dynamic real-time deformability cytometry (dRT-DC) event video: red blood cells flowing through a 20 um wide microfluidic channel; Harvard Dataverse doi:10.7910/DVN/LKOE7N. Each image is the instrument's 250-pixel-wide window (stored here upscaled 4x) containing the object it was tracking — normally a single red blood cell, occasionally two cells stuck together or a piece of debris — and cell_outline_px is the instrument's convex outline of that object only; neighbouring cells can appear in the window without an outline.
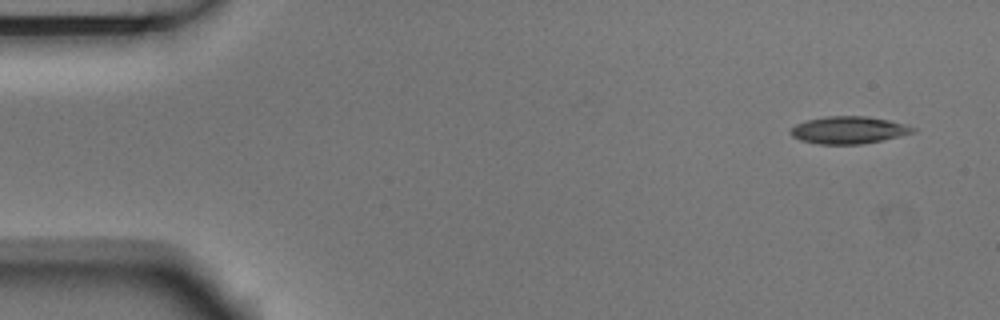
{"species": "Egyptian fruit bat (a non-hibernating species)", "species_latin": "Rousettus aegyptiacus", "temperature_condition": "room temperature", "stored_images_in_passage": 5, "camera_frame_rate_fps": 3000, "um_per_image_px": 0.085, "animal": {"sex": "male"}, "frame": {"image": 1, "passage_image": 1, "time_ms": 0.0, "image_size_px": [1000, 320], "cell_outline_px": [[916, 132], [900, 136], [860, 144], [820, 144], [800, 140], [792, 136], [788, 132], [796, 124], [804, 120], [828, 116], [868, 116], [888, 120], [904, 124], [916, 128]], "centroid_in_image_um": [72.11, 11.05], "position_along_channel_um": 12.9, "area_um2": 19.42}}
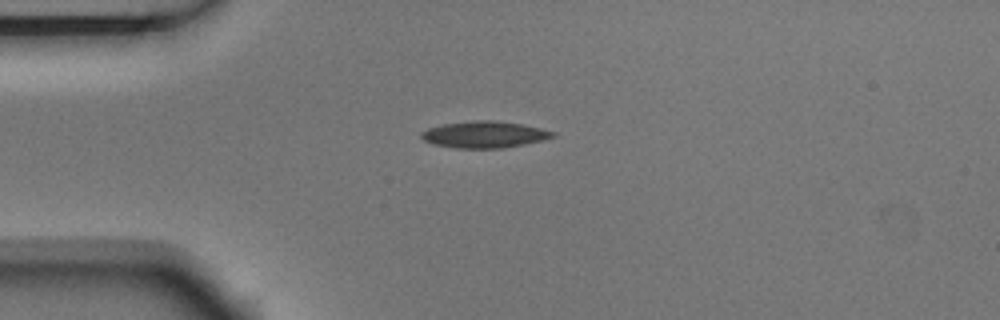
{"frame": {"image": 2, "passage_image": 4, "time_ms": 1.0, "image_size_px": [1000, 320], "cell_outline_px": [[556, 136], [524, 144], [504, 148], [456, 148], [436, 144], [424, 140], [420, 136], [420, 132], [428, 128], [444, 124], [476, 120], [492, 120], [520, 124], [540, 128], [556, 132]], "centroid_in_image_um": [41.17, 11.43], "position_along_channel_um": 43.8, "area_um2": 20.11}}
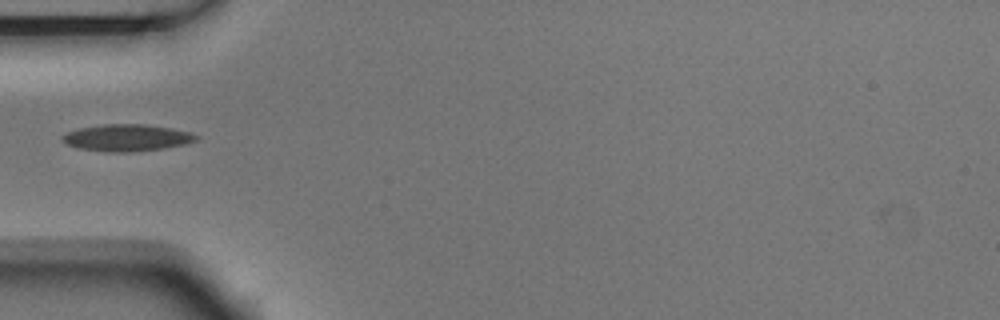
{"frame": {"image": 3, "passage_image": 5, "time_ms": 1.333, "image_size_px": [1000, 320], "cell_outline_px": [[200, 136], [196, 140], [184, 144], [164, 148], [128, 152], [112, 152], [80, 148], [68, 144], [60, 140], [60, 136], [68, 132], [80, 128], [104, 124], [144, 124], [172, 128], [188, 132]], "centroid_in_image_um": [10.78, 11.7], "position_along_channel_um": 74.2, "area_um2": 20.69}}